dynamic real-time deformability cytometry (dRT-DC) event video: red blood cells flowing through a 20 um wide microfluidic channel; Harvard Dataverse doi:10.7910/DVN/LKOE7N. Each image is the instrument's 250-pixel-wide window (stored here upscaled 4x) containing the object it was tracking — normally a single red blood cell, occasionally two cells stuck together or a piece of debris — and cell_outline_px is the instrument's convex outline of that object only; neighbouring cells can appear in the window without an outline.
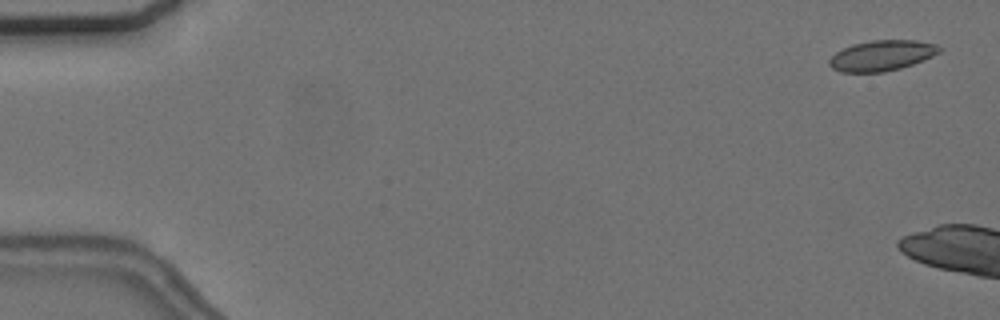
{"species": "common noctule bat (a hibernating species)", "species_latin": "Nyctalus noctula", "temperature_condition": "cold", "stored_images_in_passage": 6, "camera_frame_rate_fps": 3000, "um_per_image_px": 0.085, "animal": {"sex": "female", "body_mass_g": 24.6, "forearm_length_mm": 56.2}, "frame": {"image": 1, "passage_image": 1, "time_ms": 0.0, "image_size_px": [1000, 320], "cell_outline_px": [[944, 48], [940, 52], [924, 60], [900, 68], [884, 72], [840, 72], [832, 68], [828, 64], [828, 60], [836, 52], [852, 44], [872, 40], [916, 40], [936, 44]], "centroid_in_image_um": [74.96, 4.72], "position_along_channel_um": 10.0, "area_um2": 19.65}}